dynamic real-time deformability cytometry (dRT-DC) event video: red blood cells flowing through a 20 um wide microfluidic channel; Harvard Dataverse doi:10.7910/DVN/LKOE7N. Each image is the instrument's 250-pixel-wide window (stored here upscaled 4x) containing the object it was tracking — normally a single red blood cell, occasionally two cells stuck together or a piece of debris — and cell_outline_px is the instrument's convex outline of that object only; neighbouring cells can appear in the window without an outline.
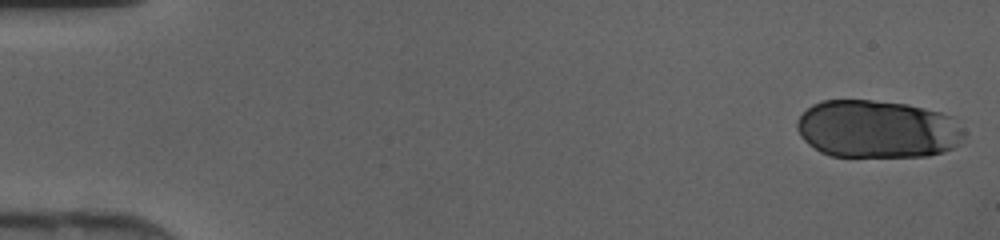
{"species": "human", "species_latin": "Homo sapiens", "temperature_condition": "cold", "stored_images_in_passage": 44, "segment_of_instrument_passage": [1, 2], "camera_frame_rate_fps": 3000, "um_per_image_px": 0.085, "donor": {"sex": "female"}, "frame": {"image": 1, "passage_image": 1, "time_ms": 0.0, "image_size_px": [1000, 240], "cell_outline_px": [[964, 136], [960, 144], [944, 152], [928, 156], [832, 156], [820, 152], [808, 144], [800, 136], [796, 128], [796, 120], [812, 104], [824, 100], [872, 100], [908, 104], [940, 112], [948, 116], [964, 132]], "centroid_in_image_um": [74.53, 10.98], "position_along_channel_um": 10.5, "area_um2": 56.36}}
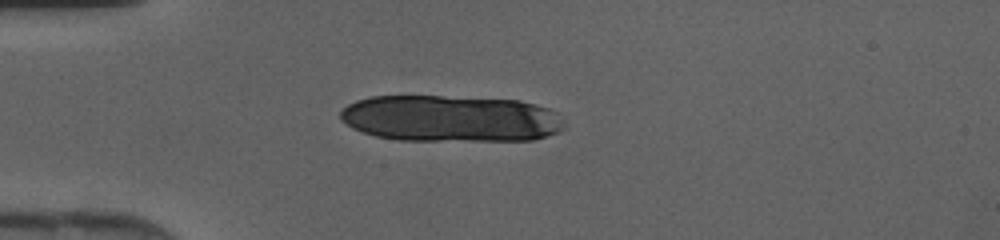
{"frame": {"image": 2, "passage_image": 12, "time_ms": 3.667, "image_size_px": [1000, 240], "cell_outline_px": [[564, 128], [560, 132], [548, 136], [532, 140], [400, 140], [376, 136], [352, 128], [340, 120], [340, 112], [348, 104], [356, 100], [372, 96], [440, 96], [520, 100], [536, 104], [548, 108], [556, 112]], "centroid_in_image_um": [38.29, 10.07], "position_along_channel_um": 46.7, "area_um2": 60.86}}